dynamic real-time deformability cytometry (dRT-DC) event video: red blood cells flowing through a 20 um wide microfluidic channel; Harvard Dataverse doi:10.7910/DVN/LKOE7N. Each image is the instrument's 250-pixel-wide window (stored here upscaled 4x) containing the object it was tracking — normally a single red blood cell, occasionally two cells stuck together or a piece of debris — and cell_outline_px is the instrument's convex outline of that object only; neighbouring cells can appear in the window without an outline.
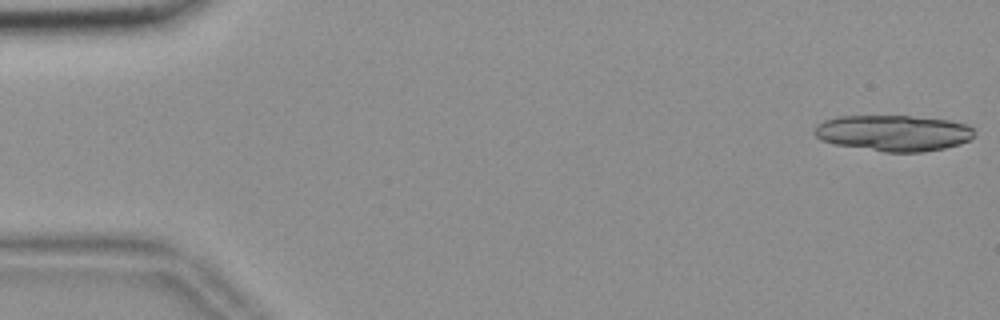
{"species": "common noctule bat (a hibernating species)", "species_latin": "Nyctalus noctula", "temperature_condition": "room temperature", "stored_images_in_passage": 23, "camera_frame_rate_fps": 3000, "um_per_image_px": 0.085, "animal": {"sex": "female", "body_mass_g": 18.4}, "frame": {"image": 1, "passage_image": 1, "time_ms": 0.0, "image_size_px": [1000, 320], "cell_outline_px": [[976, 132], [968, 140], [960, 144], [944, 148], [924, 152], [884, 152], [836, 144], [824, 140], [816, 136], [812, 132], [816, 124], [824, 120], [836, 116], [908, 116], [948, 120], [968, 124]], "centroid_in_image_um": [75.94, 11.3], "position_along_channel_um": 9.1, "area_um2": 33.58}}